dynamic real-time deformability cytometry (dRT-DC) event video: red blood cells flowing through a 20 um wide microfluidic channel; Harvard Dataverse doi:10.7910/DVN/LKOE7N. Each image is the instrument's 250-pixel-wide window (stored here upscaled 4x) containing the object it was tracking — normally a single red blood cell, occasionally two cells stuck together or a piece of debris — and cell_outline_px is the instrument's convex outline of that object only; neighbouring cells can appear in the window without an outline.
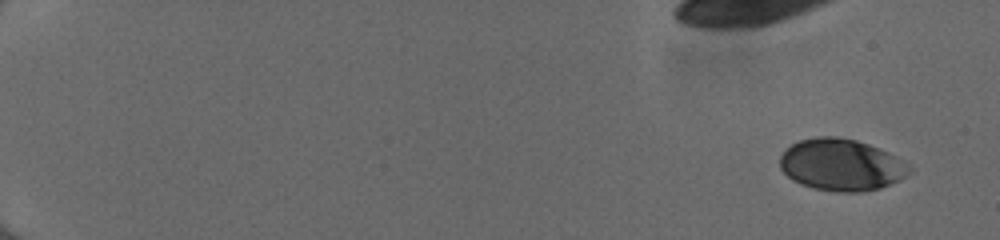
{"species": "human", "species_latin": "Homo sapiens", "temperature_condition": "cold", "stored_images_in_passage": 51, "camera_frame_rate_fps": 3000, "um_per_image_px": 0.085, "donor": {"sex": "female"}, "frame": {"image": 1, "passage_image": 1, "time_ms": 0.0, "image_size_px": [1000, 240], "cell_outline_px": [[912, 172], [900, 180], [880, 188], [860, 192], [836, 192], [812, 188], [800, 184], [792, 180], [780, 168], [780, 156], [792, 144], [800, 140], [820, 136], [836, 136], [856, 140], [868, 144], [908, 164], [912, 168]], "centroid_in_image_um": [71.49, 14.03], "position_along_channel_um": 13.5, "area_um2": 38.84}}
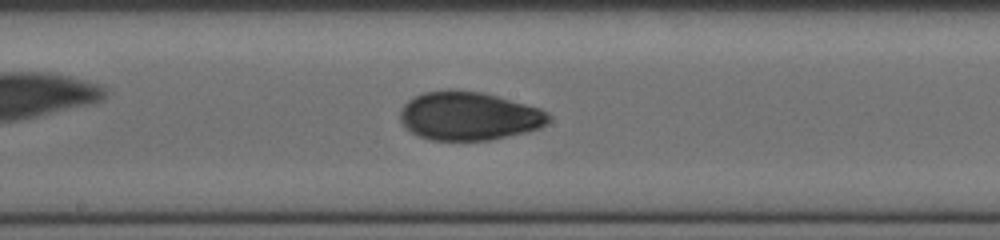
{"frame": {"image": 2, "passage_image": 30, "time_ms": 9.667, "image_size_px": [1000, 240], "cell_outline_px": [[552, 116], [540, 128], [524, 132], [488, 140], [432, 140], [416, 136], [400, 120], [400, 112], [404, 104], [408, 100], [424, 92], [448, 88], [456, 88], [484, 92], [540, 108], [548, 112]], "centroid_in_image_um": [39.84, 9.83], "position_along_channel_um": 208.4, "area_um2": 42.19}}
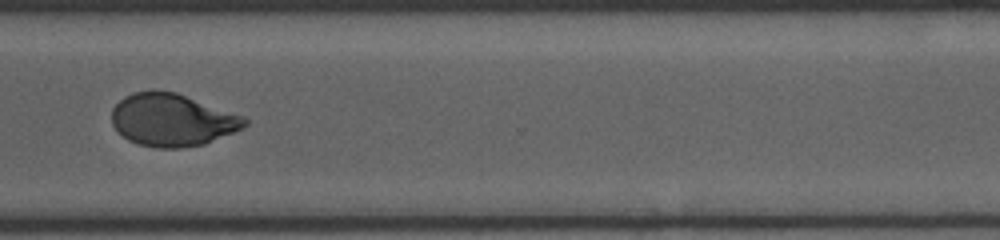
{"frame": {"image": 3, "passage_image": 41, "time_ms": 13.333, "image_size_px": [1000, 240], "cell_outline_px": [[248, 124], [244, 128], [204, 144], [180, 148], [156, 148], [140, 144], [128, 140], [112, 124], [112, 108], [124, 96], [132, 92], [176, 92], [244, 116], [248, 120]], "centroid_in_image_um": [14.66, 10.21], "position_along_channel_um": 355.9, "area_um2": 40.34}, "authors_computed_cell_mechanics": {"area_um2": 40.5756, "velocity_mm_per_s": 4.042, "shape_relaxation_time_tau1_ms": 3.4448, "shape_relaxation_time_tau2_ms": 1.4486, "deformation_change_tau1": 0.1457, "deformation_change_tau2": 0.0512}}